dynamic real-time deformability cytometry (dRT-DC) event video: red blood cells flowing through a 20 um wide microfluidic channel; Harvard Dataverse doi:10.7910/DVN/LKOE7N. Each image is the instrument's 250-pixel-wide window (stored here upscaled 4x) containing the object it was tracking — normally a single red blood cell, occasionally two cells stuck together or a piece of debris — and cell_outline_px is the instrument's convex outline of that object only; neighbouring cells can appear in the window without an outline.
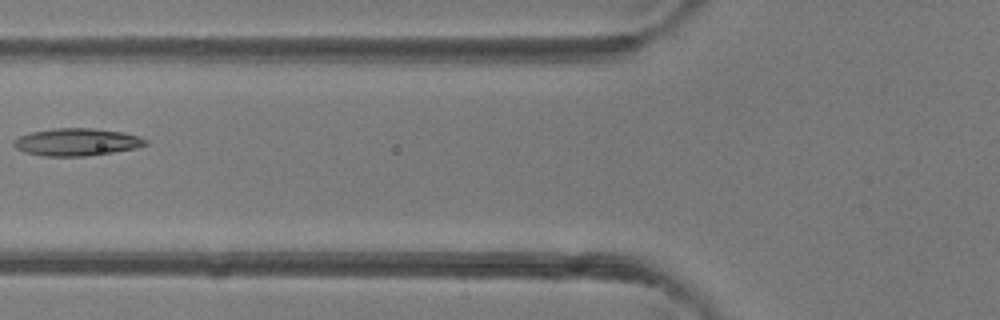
{"species": "common noctule bat (a hibernating species)", "species_latin": "Nyctalus noctula", "temperature_condition": "room temperature", "stored_images_in_passage": 2, "camera_frame_rate_fps": 3000, "um_per_image_px": 0.085, "animal": {"sex": "female"}, "frame": {"image": 1, "passage_image": 2, "time_ms": 1.0, "image_size_px": [1000, 320], "cell_outline_px": [[148, 144], [136, 148], [112, 152], [84, 156], [40, 156], [24, 152], [16, 148], [12, 144], [12, 140], [20, 136], [32, 132], [56, 128], [96, 128], [124, 132], [140, 136], [148, 140]], "centroid_in_image_um": [6.53, 12.07], "position_along_channel_um": 119.3, "area_um2": 21.21}}